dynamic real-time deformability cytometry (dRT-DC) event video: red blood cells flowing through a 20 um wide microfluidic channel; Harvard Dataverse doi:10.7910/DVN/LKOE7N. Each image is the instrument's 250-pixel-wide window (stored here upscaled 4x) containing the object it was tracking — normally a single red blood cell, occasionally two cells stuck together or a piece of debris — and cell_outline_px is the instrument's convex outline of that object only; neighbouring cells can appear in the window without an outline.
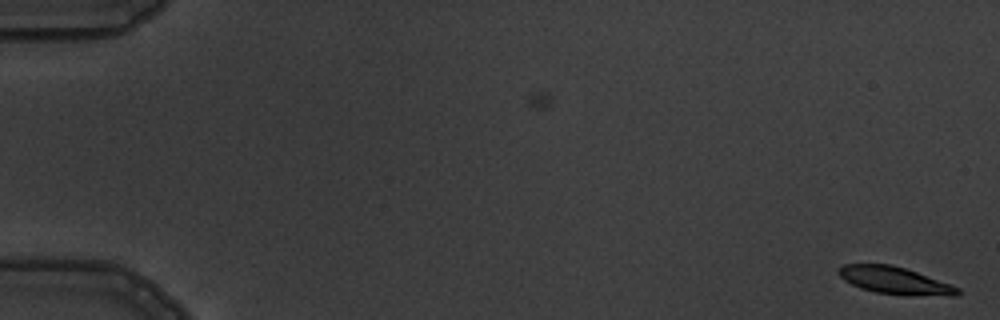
{"species": "common noctule bat (a hibernating species)", "species_latin": "Nyctalus noctula", "temperature_condition": "warm", "stored_images_in_passage": 4, "camera_frame_rate_fps": 3000, "um_per_image_px": 0.085, "animal": {"sex": "male", "body_mass_g": 19.5, "forearm_length_mm": 54.6}, "frame": {"image": 1, "passage_image": 1, "time_ms": 0.0, "image_size_px": [1000, 320], "cell_outline_px": [[960, 292], [956, 296], [904, 296], [876, 292], [860, 288], [844, 280], [840, 276], [840, 268], [844, 264], [892, 264], [916, 272], [960, 288]], "centroid_in_image_um": [76.09, 23.87], "position_along_channel_um": 8.9, "area_um2": 18.84}}